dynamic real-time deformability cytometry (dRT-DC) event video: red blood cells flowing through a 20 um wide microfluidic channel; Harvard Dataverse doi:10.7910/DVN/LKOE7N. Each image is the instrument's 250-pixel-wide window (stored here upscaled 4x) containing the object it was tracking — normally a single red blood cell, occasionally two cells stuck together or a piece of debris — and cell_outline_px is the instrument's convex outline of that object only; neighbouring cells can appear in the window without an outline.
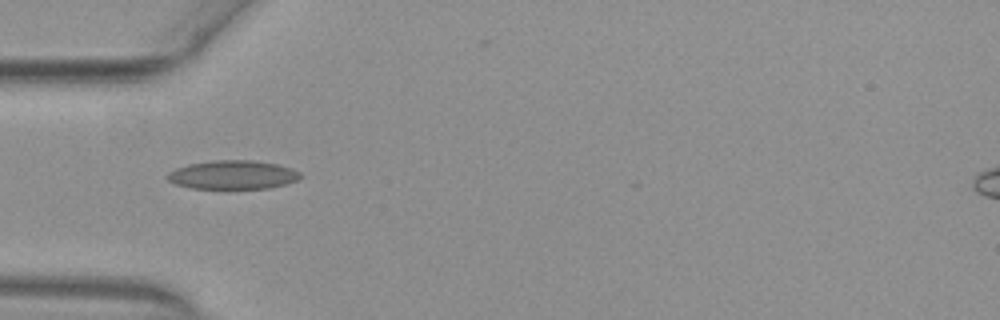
{"species": "common noctule bat (a hibernating species)", "species_latin": "Nyctalus noctula", "temperature_condition": "warm", "stored_images_in_passage": 31, "camera_frame_rate_fps": 3000, "um_per_image_px": 0.085, "animal": {"sex": "female", "body_mass_g": 29.2, "forearm_length_mm": 56.3}, "frame": {"image": 1, "passage_image": 1, "time_ms": 0.0, "image_size_px": [1000, 320], "cell_outline_px": [[304, 176], [300, 180], [288, 184], [272, 188], [224, 192], [192, 188], [176, 184], [168, 180], [168, 172], [176, 168], [188, 164], [212, 160], [256, 160], [276, 164], [292, 168], [300, 172]], "centroid_in_image_um": [19.85, 14.91], "position_along_channel_um": 65.2, "area_um2": 23.64}}
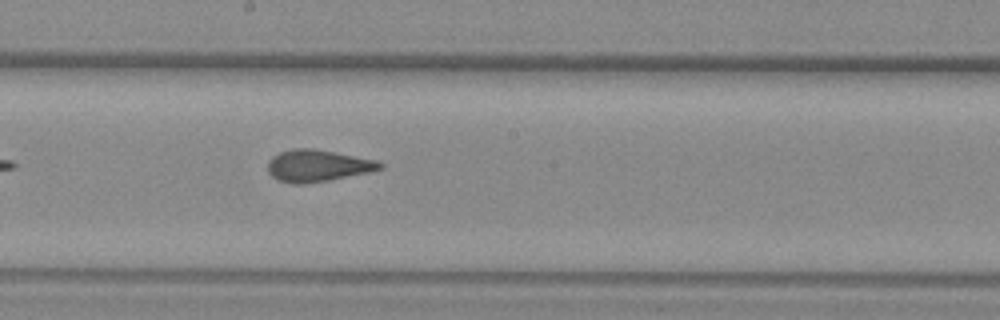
{"frame": {"image": 2, "passage_image": 13, "time_ms": 4.0, "image_size_px": [1000, 320], "cell_outline_px": [[384, 168], [368, 172], [328, 180], [304, 184], [296, 184], [280, 180], [272, 176], [268, 172], [268, 160], [272, 156], [280, 152], [292, 148], [312, 148], [376, 160], [384, 164]], "centroid_in_image_um": [26.98, 14.08], "position_along_channel_um": 221.2, "area_um2": 20.63}}
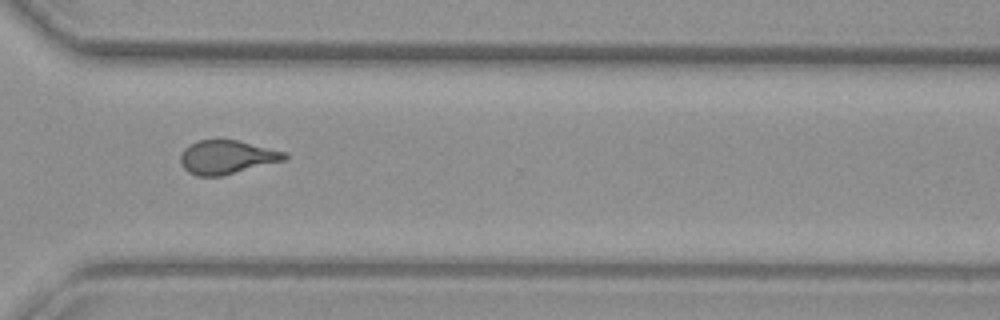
{"frame": {"image": 3, "passage_image": 23, "time_ms": 7.333, "image_size_px": [1000, 320], "cell_outline_px": [[288, 156], [284, 160], [220, 176], [196, 176], [188, 172], [180, 164], [180, 156], [184, 148], [196, 140], [236, 140], [288, 152]], "centroid_in_image_um": [19.25, 13.35], "position_along_channel_um": 351.4, "area_um2": 20.35}, "authors_computed_cell_mechanics": {"area_um2": 20.4612, "velocity_mm_per_s": 3.9074, "shape_relaxation_time_tau1_ms": 11.1952, "shape_relaxation_time_tau2_ms": 1.4438, "deformation_change_tau1": 0.24, "deformation_change_tau2": 0.0844}}